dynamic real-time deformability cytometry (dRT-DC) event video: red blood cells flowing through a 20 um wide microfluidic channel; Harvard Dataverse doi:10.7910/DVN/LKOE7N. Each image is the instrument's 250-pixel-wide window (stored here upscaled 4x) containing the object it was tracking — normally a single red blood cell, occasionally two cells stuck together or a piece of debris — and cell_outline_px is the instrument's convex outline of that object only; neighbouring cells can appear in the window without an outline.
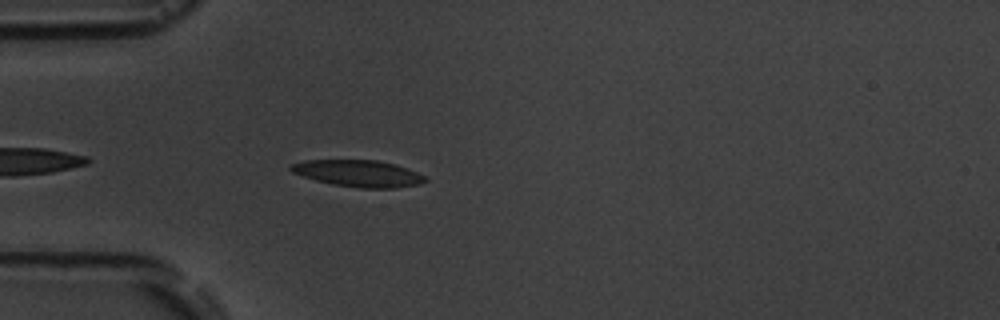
{"species": "common noctule bat (a hibernating species)", "species_latin": "Nyctalus noctula", "temperature_condition": "room temperature", "stored_images_in_passage": 4, "camera_frame_rate_fps": 3000, "um_per_image_px": 0.085, "animal": {"sex": "male", "body_mass_g": 19.5, "forearm_length_mm": 54.6}, "frame": {"image": 1, "passage_image": 4, "time_ms": 3.333, "image_size_px": [1000, 320], "cell_outline_px": [[428, 180], [420, 184], [396, 188], [360, 188], [332, 184], [316, 180], [292, 172], [288, 168], [288, 164], [304, 160], [376, 160], [396, 164], [408, 168], [424, 176]], "centroid_in_image_um": [30.45, 14.73], "position_along_channel_um": 54.5, "area_um2": 20.98}}